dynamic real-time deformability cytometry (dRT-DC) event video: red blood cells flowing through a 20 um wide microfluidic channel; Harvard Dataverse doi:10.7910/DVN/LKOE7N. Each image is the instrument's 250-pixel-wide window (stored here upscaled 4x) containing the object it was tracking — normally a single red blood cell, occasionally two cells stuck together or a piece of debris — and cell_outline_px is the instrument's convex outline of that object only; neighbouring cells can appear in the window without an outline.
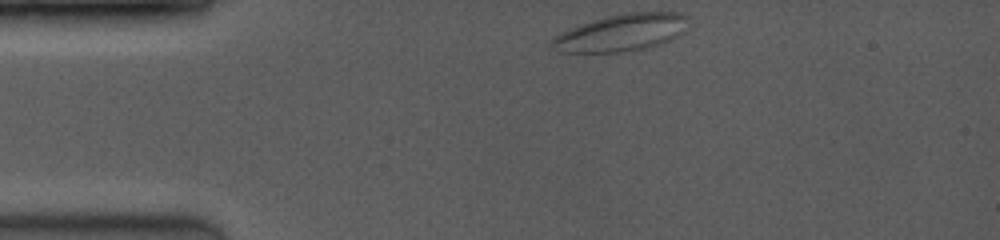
{"species": "common noctule bat (a hibernating species)", "species_latin": "Nyctalus noctula", "temperature_condition": "room temperature", "stored_images_in_passage": 44, "camera_frame_rate_fps": 3500, "um_per_image_px": 0.085, "animal": {"sex": "female", "body_mass_g": 19.0, "forearm_length_mm": 53.3}, "frame": {"image": 1, "passage_image": 1, "time_ms": 0.0, "image_size_px": [1000, 240], "cell_outline_px": [[684, 32], [680, 36], [664, 44], [624, 52], [560, 52], [552, 48], [548, 44], [548, 40], [572, 28], [608, 16], [624, 12], [680, 12], [684, 16]], "centroid_in_image_um": [52.82, 2.8], "position_along_channel_um": 32.2, "area_um2": 29.25}}
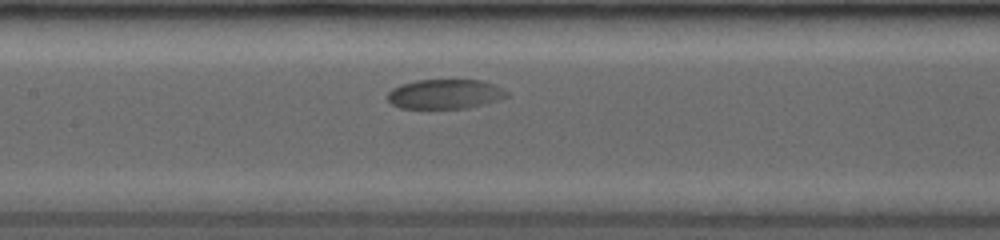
{"frame": {"image": 2, "passage_image": 17, "time_ms": 4.857, "image_size_px": [1000, 240], "cell_outline_px": [[508, 96], [484, 104], [468, 108], [400, 108], [392, 104], [388, 100], [388, 92], [392, 88], [416, 80], [480, 80], [492, 84], [508, 92]], "centroid_in_image_um": [37.8, 8.0], "position_along_channel_um": 169.6, "area_um2": 20.29}}
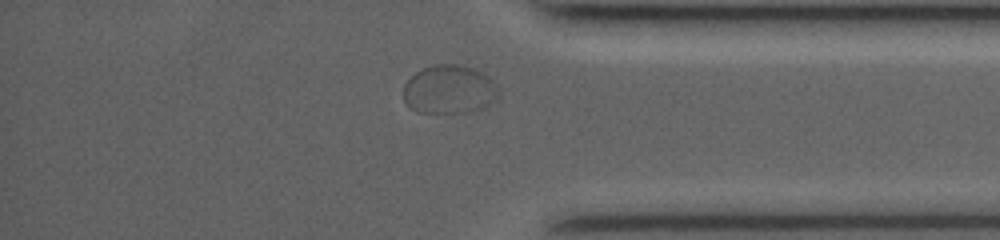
{"frame": {"image": 3, "passage_image": 39, "time_ms": 10.857, "image_size_px": [1000, 240], "cell_outline_px": [[500, 100], [488, 108], [464, 112], [416, 112], [408, 108], [404, 104], [404, 84], [416, 72], [424, 68], [436, 64], [464, 64], [484, 72], [496, 84], [500, 92]], "centroid_in_image_um": [38.26, 7.62], "position_along_channel_um": 396.9, "area_um2": 27.74}}